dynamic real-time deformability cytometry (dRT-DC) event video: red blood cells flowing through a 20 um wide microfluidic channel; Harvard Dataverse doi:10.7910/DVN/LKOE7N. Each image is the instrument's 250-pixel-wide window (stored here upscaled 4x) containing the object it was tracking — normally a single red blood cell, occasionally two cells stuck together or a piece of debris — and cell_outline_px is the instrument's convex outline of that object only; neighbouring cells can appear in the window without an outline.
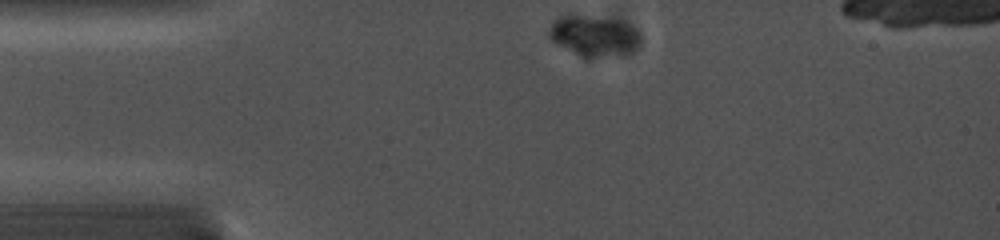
{"species": "common noctule bat (a hibernating species)", "species_latin": "Nyctalus noctula", "temperature_condition": "cold", "stored_images_in_passage": 22, "camera_frame_rate_fps": 5000, "um_per_image_px": 0.085, "animal": {"sex": "female", "body_mass_g": 19.0, "forearm_length_mm": 56.7}, "frame": {"image": 1, "passage_image": 1, "time_ms": 0.0, "image_size_px": [1000, 240], "cell_outline_px": [[640, 44], [628, 56], [588, 60], [580, 56], [552, 40], [548, 36], [548, 28], [552, 20], [556, 16], [620, 16], [628, 20], [640, 32]], "centroid_in_image_um": [50.6, 3.05], "position_along_channel_um": 34.4, "area_um2": 23.35}}
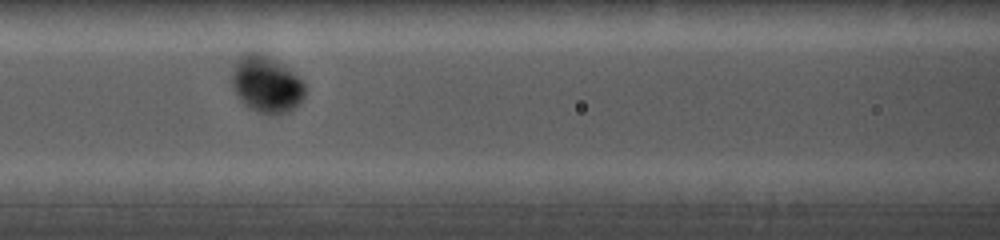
{"frame": {"image": 2, "passage_image": 8, "time_ms": 4.0, "image_size_px": [1000, 240], "cell_outline_px": [[304, 96], [300, 104], [296, 108], [288, 112], [256, 112], [248, 108], [240, 100], [232, 84], [232, 72], [236, 60], [240, 52], [260, 52], [276, 60], [288, 68], [304, 84]], "centroid_in_image_um": [22.61, 7.13], "position_along_channel_um": 144.0, "area_um2": 24.04}}
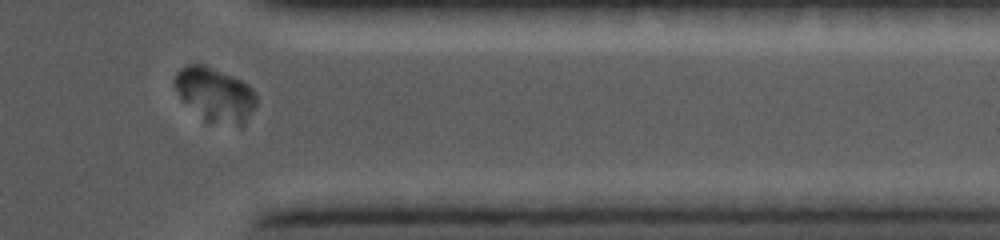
{"frame": {"image": 3, "passage_image": 19, "time_ms": 10.6, "image_size_px": [1000, 240], "cell_outline_px": [[256, 104], [244, 128], [240, 128], [208, 124], [180, 96], [176, 88], [176, 72], [180, 68], [188, 64], [200, 64], [232, 76], [248, 84], [256, 92]], "centroid_in_image_um": [18.36, 8.12], "position_along_channel_um": 393.0, "area_um2": 25.89}}